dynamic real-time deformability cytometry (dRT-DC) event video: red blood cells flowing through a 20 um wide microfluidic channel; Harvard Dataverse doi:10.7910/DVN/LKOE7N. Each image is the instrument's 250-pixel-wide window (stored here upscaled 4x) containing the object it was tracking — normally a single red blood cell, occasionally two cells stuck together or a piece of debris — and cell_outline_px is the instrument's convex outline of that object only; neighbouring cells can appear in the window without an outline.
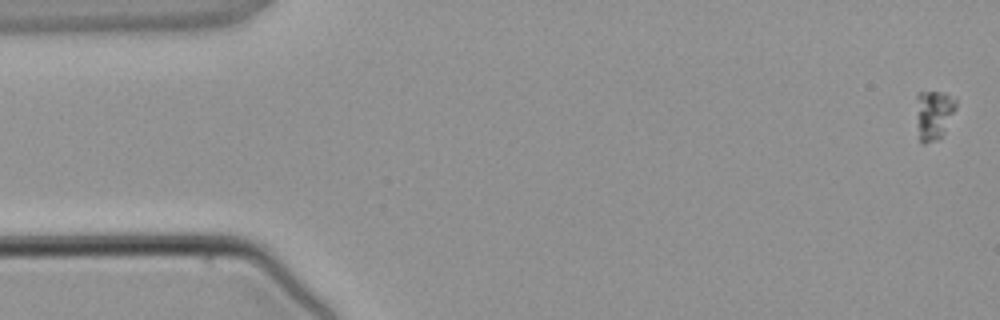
{"species": "common noctule bat (a hibernating species)", "species_latin": "Nyctalus noctula", "temperature_condition": "warm", "stored_images_in_passage": 3, "camera_frame_rate_fps": 3000, "um_per_image_px": 0.085, "animal": {"sex": "male", "body_mass_g": 21.5, "forearm_length_mm": 52.0}, "frame": {"image": 1, "passage_image": 1, "time_ms": 0.0, "image_size_px": [1000, 320], "cell_outline_px": [[956, 108], [944, 132], [936, 140], [924, 144], [920, 140], [916, 96], [920, 92], [944, 92], [956, 100]], "centroid_in_image_um": [79.39, 9.72], "position_along_channel_um": 5.6, "area_um2": 11.1}}
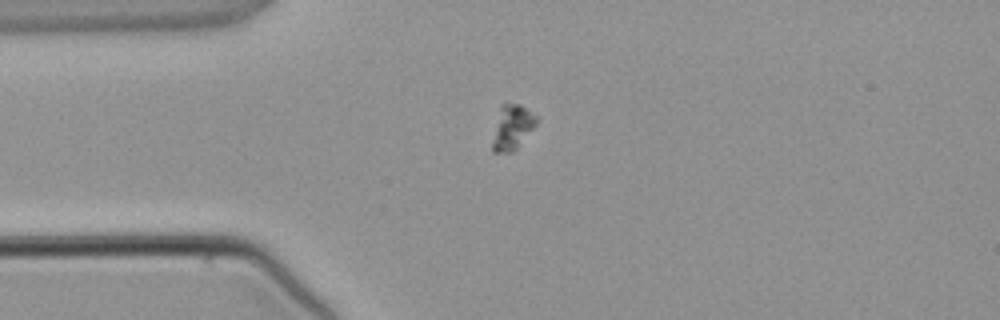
{"frame": {"image": 2, "passage_image": 3, "time_ms": 3.333, "image_size_px": [1000, 320], "cell_outline_px": [[536, 124], [516, 152], [492, 152], [492, 144], [500, 108], [504, 104], [520, 104], [536, 116]], "centroid_in_image_um": [43.56, 10.87], "position_along_channel_um": 41.4, "area_um2": 11.21}}